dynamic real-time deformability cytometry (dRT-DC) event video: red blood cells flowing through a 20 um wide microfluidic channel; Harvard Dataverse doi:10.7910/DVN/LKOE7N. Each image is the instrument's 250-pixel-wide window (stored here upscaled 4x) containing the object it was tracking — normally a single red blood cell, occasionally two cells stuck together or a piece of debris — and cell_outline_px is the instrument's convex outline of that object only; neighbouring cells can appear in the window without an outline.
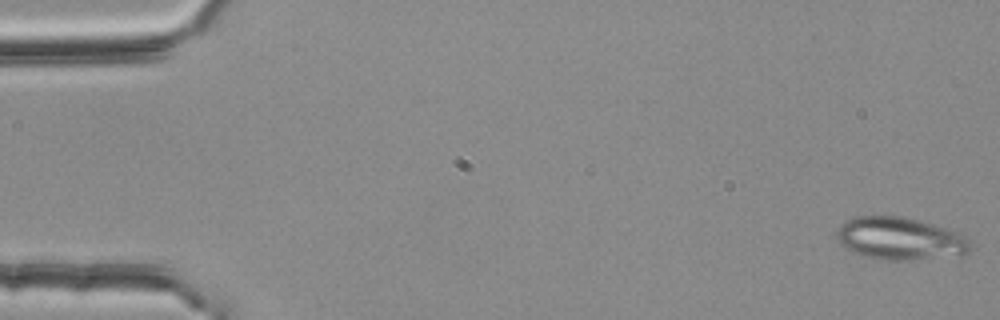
{"species": "common noctule bat (a hibernating species)", "species_latin": "Nyctalus noctula", "temperature_condition": "room temperature", "stored_images_in_passage": 53, "camera_frame_rate_fps": 3000, "um_per_image_px": 0.085, "animal": {"sex": "female", "body_mass_g": 25.1}, "frame": {"image": 1, "passage_image": 1, "time_ms": 0.0, "image_size_px": [1000, 320], "cell_outline_px": [[972, 248], [968, 252], [900, 260], [872, 260], [852, 252], [844, 248], [836, 236], [836, 232], [840, 224], [856, 216], [904, 216], [920, 220], [956, 232], [964, 236], [972, 244]], "centroid_in_image_um": [76.39, 20.26], "position_along_channel_um": 8.6, "area_um2": 32.71}}
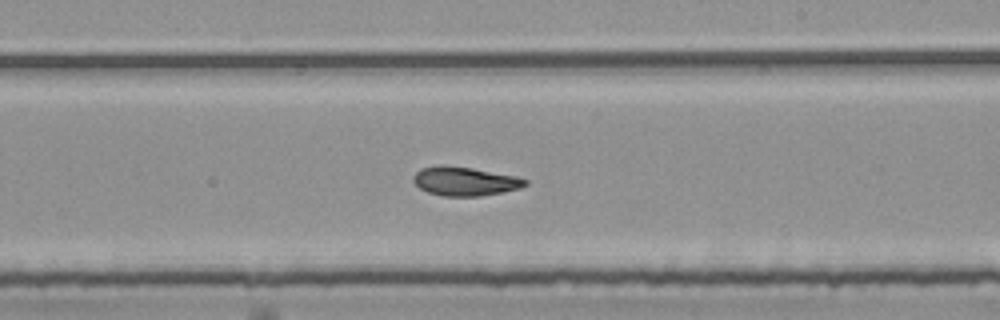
{"frame": {"image": 2, "passage_image": 32, "time_ms": 10.333, "image_size_px": [1000, 320], "cell_outline_px": [[528, 184], [520, 188], [504, 192], [480, 196], [440, 196], [428, 192], [420, 188], [412, 180], [412, 176], [420, 168], [440, 164], [444, 164], [472, 168], [516, 176], [528, 180]], "centroid_in_image_um": [39.49, 15.4], "position_along_channel_um": 249.5, "area_um2": 19.07}}
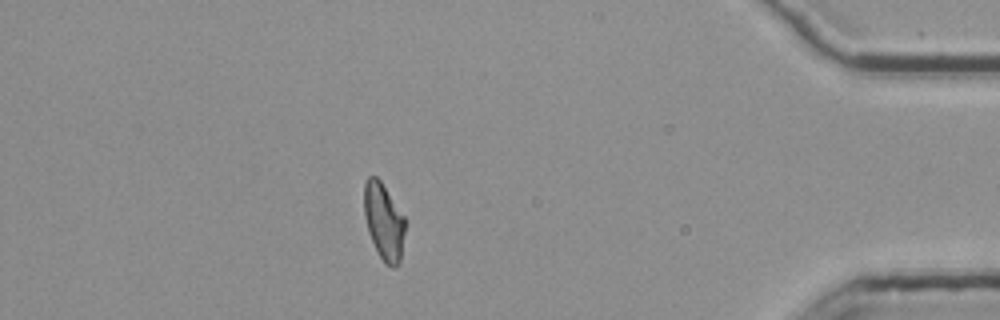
{"frame": {"image": 3, "passage_image": 48, "time_ms": 15.667, "image_size_px": [1000, 320], "cell_outline_px": [[404, 232], [400, 260], [392, 268], [384, 264], [368, 232], [364, 216], [364, 184], [368, 176], [376, 176], [380, 180], [404, 216]], "centroid_in_image_um": [32.6, 18.81], "position_along_channel_um": 402.6, "area_um2": 18.03}, "authors_computed_cell_mechanics": {"area_um2": 19.1896, "velocity_mm_per_s": 3.7542, "shape_relaxation_time_tau1_ms": null, "shape_relaxation_time_tau2_ms": 2.0631, "deformation_change_tau1": null, "deformation_change_tau2": 0.0808}}